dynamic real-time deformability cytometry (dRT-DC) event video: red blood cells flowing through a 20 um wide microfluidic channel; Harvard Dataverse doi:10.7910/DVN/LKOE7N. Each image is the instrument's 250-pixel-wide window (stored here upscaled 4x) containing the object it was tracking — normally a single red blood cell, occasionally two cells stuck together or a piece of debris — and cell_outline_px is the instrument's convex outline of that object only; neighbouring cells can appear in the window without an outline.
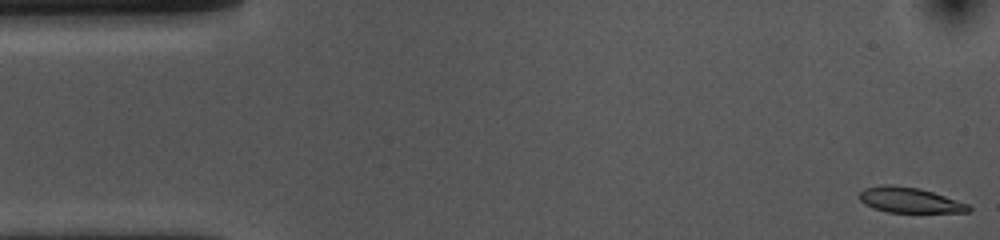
{"species": "common noctule bat (a hibernating species)", "species_latin": "Nyctalus noctula", "temperature_condition": "cold", "stored_images_in_passage": 53, "camera_frame_rate_fps": 3000, "um_per_image_px": 0.085, "animal": {"sex": "female", "body_mass_g": 10.0, "forearm_length_mm": 53.1}, "frame": {"image": 1, "passage_image": 1, "time_ms": 0.0, "image_size_px": [1000, 240], "cell_outline_px": [[972, 208], [968, 212], [888, 212], [872, 208], [864, 204], [860, 200], [860, 192], [864, 188], [884, 184], [892, 184], [920, 188], [968, 204]], "centroid_in_image_um": [77.28, 17.0], "position_along_channel_um": 7.7, "area_um2": 16.07}}
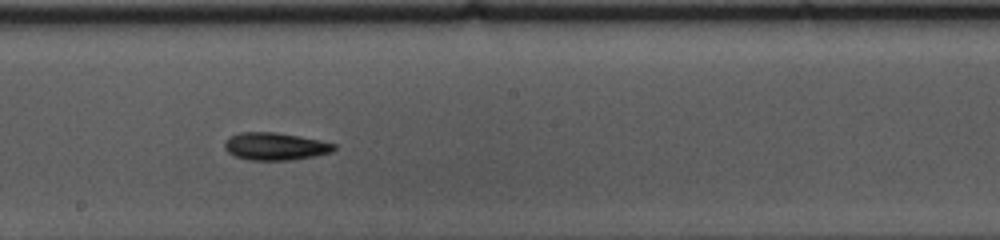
{"frame": {"image": 2, "passage_image": 28, "time_ms": 9.0, "image_size_px": [1000, 240], "cell_outline_px": [[336, 148], [332, 152], [292, 160], [248, 160], [236, 156], [228, 152], [224, 148], [224, 144], [228, 136], [240, 132], [276, 132], [300, 136], [320, 140], [336, 144]], "centroid_in_image_um": [23.38, 12.43], "position_along_channel_um": 224.8, "area_um2": 17.63}}
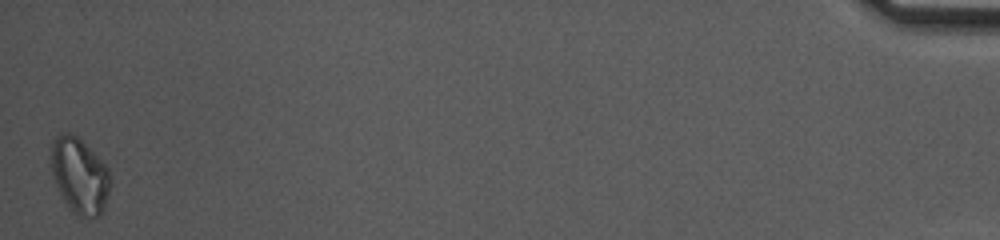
{"frame": {"image": 3, "passage_image": 53, "time_ms": 17.333, "image_size_px": [1000, 240], "cell_outline_px": [[112, 184], [104, 208], [100, 216], [80, 216], [64, 200], [52, 176], [52, 144], [56, 136], [60, 132], [68, 132], [76, 136], [108, 168], [112, 180]], "centroid_in_image_um": [6.8, 14.92], "position_along_channel_um": 428.4, "area_um2": 25.55}, "authors_computed_cell_mechanics": {"area_um2": 17.2822, "velocity_mm_per_s": 3.6436, "shape_relaxation_time_tau1_ms": 6.3385, "shape_relaxation_time_tau2_ms": 3.3883, "deformation_change_tau1": 0.1266, "deformation_change_tau2": 0.0892}}